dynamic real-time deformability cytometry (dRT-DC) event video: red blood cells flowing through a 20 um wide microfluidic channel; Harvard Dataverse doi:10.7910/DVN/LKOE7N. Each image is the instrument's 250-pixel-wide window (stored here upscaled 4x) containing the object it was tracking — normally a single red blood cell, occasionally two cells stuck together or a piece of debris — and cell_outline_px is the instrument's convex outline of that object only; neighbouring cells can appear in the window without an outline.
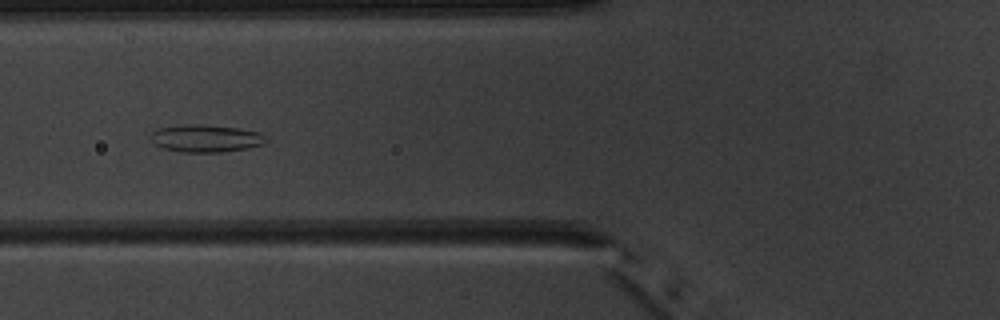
{"species": "common noctule bat (a hibernating species)", "species_latin": "Nyctalus noctula", "temperature_condition": "warm", "stored_images_in_passage": 9, "camera_frame_rate_fps": 3000, "um_per_image_px": 0.085, "animal": {"sex": "male", "body_mass_g": 20.1, "forearm_length_mm": 53.5}, "frame": {"image": 1, "passage_image": 6, "time_ms": 6.667, "image_size_px": [1000, 320], "cell_outline_px": [[268, 140], [264, 144], [248, 148], [220, 152], [180, 152], [164, 148], [156, 144], [148, 136], [152, 132], [160, 128], [180, 124], [204, 124], [236, 128], [260, 132], [268, 136]], "centroid_in_image_um": [17.52, 11.75], "position_along_channel_um": 108.3, "area_um2": 18.61}}
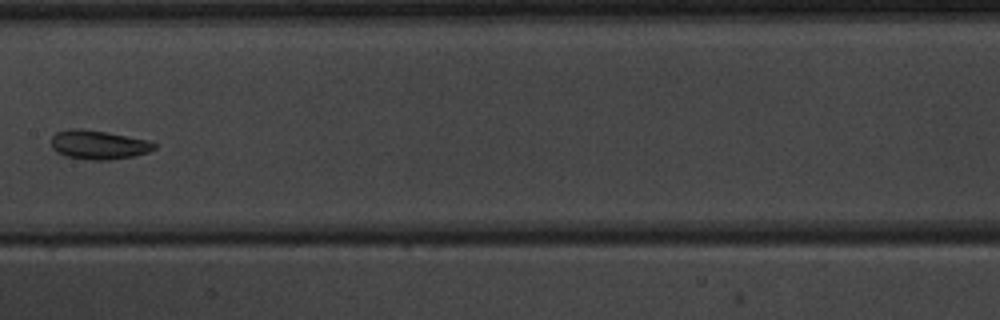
{"frame": {"image": 2, "passage_image": 8, "time_ms": 9.0, "image_size_px": [1000, 320], "cell_outline_px": [[156, 148], [148, 152], [132, 156], [108, 160], [92, 160], [64, 156], [56, 152], [52, 148], [52, 136], [56, 132], [68, 128], [84, 128], [108, 132], [148, 140], [156, 144]], "centroid_in_image_um": [8.34, 12.29], "position_along_channel_um": 199.1, "area_um2": 17.57}}
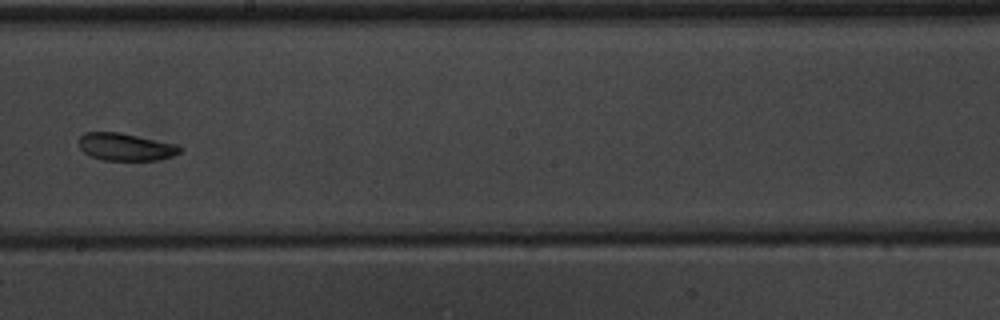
{"frame": {"image": 3, "passage_image": 9, "time_ms": 10.0, "image_size_px": [1000, 320], "cell_outline_px": [[184, 152], [160, 160], [104, 160], [92, 156], [84, 152], [80, 148], [80, 136], [84, 132], [120, 132], [180, 144], [184, 148]], "centroid_in_image_um": [10.78, 12.48], "position_along_channel_um": 237.4, "area_um2": 16.47}}